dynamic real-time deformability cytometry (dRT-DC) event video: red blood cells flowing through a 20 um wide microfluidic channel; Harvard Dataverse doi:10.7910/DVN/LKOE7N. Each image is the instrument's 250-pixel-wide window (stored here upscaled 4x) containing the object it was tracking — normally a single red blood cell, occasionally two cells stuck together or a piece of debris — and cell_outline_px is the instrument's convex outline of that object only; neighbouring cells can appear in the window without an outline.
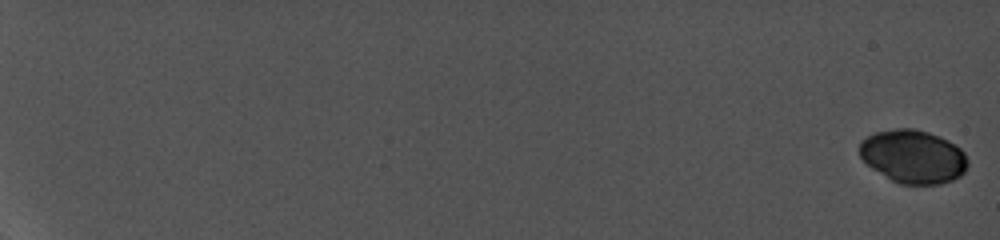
{"species": "common noctule bat (a hibernating species)", "species_latin": "Nyctalus noctula", "temperature_condition": "cold", "stored_images_in_passage": 35, "camera_frame_rate_fps": 5000, "um_per_image_px": 0.085, "animal": {"sex": "female", "body_mass_g": 19.0, "forearm_length_mm": 56.7}, "frame": {"image": 1, "passage_image": 1, "time_ms": 0.0, "image_size_px": [1000, 240], "cell_outline_px": [[968, 168], [960, 176], [952, 180], [936, 184], [900, 184], [892, 180], [872, 168], [860, 156], [860, 144], [868, 136], [876, 132], [896, 128], [912, 128], [928, 132], [948, 140], [960, 148], [964, 152], [968, 160]], "centroid_in_image_um": [77.65, 13.3], "position_along_channel_um": 7.3, "area_um2": 33.41}}